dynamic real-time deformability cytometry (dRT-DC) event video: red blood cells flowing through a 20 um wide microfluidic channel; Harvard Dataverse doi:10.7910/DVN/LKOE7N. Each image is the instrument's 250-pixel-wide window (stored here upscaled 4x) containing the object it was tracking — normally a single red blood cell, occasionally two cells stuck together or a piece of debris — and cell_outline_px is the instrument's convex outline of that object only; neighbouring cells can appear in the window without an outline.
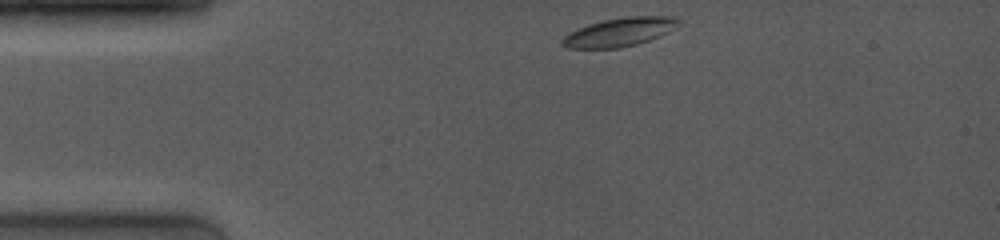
{"species": "common noctule bat (a hibernating species)", "species_latin": "Nyctalus noctula", "temperature_condition": "room temperature", "stored_images_in_passage": 3, "camera_frame_rate_fps": 4000, "um_per_image_px": 0.085, "animal": {"sex": "female", "body_mass_g": 19.0, "forearm_length_mm": 53.3}, "frame": {"image": 1, "passage_image": 1, "time_ms": 0.0, "image_size_px": [1000, 240], "cell_outline_px": [[684, 20], [668, 32], [660, 36], [636, 44], [620, 48], [568, 48], [560, 44], [560, 40], [564, 36], [588, 24], [604, 20], [624, 16], [672, 16]], "centroid_in_image_um": [52.69, 2.72], "position_along_channel_um": 32.3, "area_um2": 19.36}}